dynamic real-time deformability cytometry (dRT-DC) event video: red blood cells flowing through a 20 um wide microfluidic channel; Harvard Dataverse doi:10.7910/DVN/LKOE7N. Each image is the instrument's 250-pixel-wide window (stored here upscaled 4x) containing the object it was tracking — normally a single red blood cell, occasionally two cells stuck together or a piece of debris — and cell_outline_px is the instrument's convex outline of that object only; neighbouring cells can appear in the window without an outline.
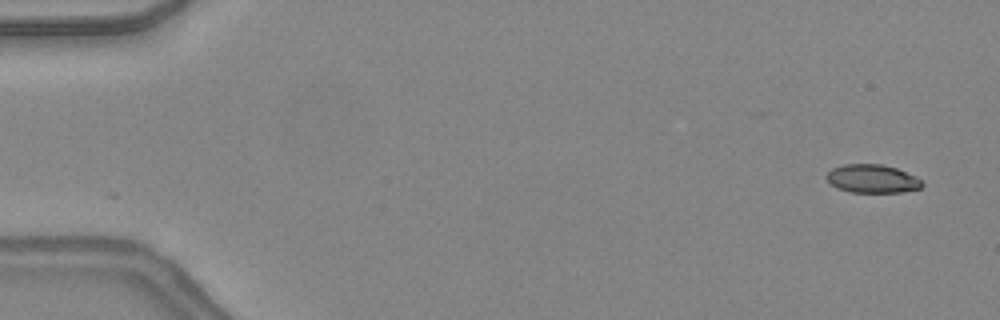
{"species": "common noctule bat (a hibernating species)", "species_latin": "Nyctalus noctula", "temperature_condition": "warm", "stored_images_in_passage": 39, "camera_frame_rate_fps": 3000, "um_per_image_px": 0.085, "animal": {"sex": "female", "body_mass_g": 24.6, "forearm_length_mm": 56.2}, "frame": {"image": 1, "passage_image": 1, "time_ms": 0.0, "image_size_px": [1000, 320], "cell_outline_px": [[924, 184], [920, 188], [900, 192], [852, 192], [836, 188], [828, 184], [824, 176], [832, 168], [844, 164], [880, 164], [896, 168], [916, 176]], "centroid_in_image_um": [74.09, 15.19], "position_along_channel_um": 10.9, "area_um2": 15.9}}
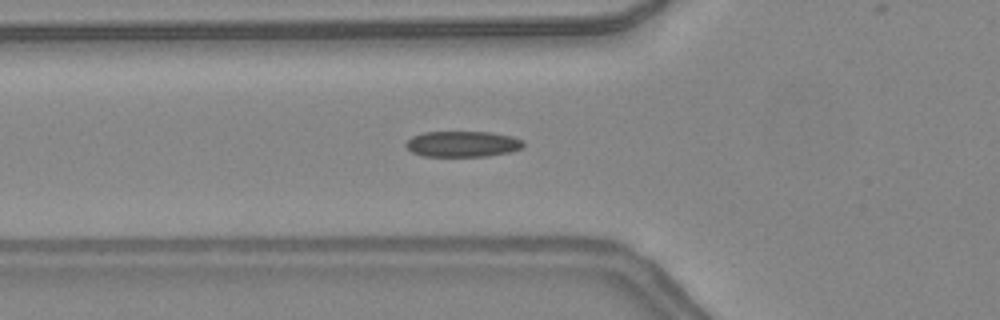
{"frame": {"image": 2, "passage_image": 16, "time_ms": 5.0, "image_size_px": [1000, 320], "cell_outline_px": [[524, 144], [520, 148], [508, 152], [488, 156], [424, 156], [412, 152], [404, 144], [412, 136], [424, 132], [492, 132], [512, 136], [524, 140]], "centroid_in_image_um": [39.32, 12.23], "position_along_channel_um": 86.5, "area_um2": 17.63}}
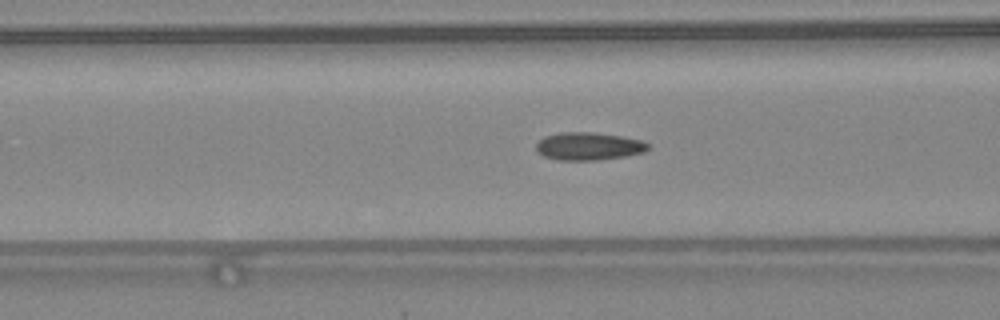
{"frame": {"image": 3, "passage_image": 18, "time_ms": 5.667, "image_size_px": [1000, 320], "cell_outline_px": [[648, 148], [644, 152], [624, 156], [600, 160], [556, 160], [544, 156], [536, 152], [536, 144], [544, 136], [560, 132], [592, 132], [620, 136], [640, 140], [648, 144]], "centroid_in_image_um": [49.98, 12.43], "position_along_channel_um": 116.6, "area_um2": 18.09}, "authors_computed_cell_mechanics": {"area_um2": 17.6868, "velocity_mm_per_s": 4.3908, "shape_relaxation_time_tau1_ms": null, "shape_relaxation_time_tau2_ms": 1.2019, "deformation_change_tau1": null, "deformation_change_tau2": 0.0848}}